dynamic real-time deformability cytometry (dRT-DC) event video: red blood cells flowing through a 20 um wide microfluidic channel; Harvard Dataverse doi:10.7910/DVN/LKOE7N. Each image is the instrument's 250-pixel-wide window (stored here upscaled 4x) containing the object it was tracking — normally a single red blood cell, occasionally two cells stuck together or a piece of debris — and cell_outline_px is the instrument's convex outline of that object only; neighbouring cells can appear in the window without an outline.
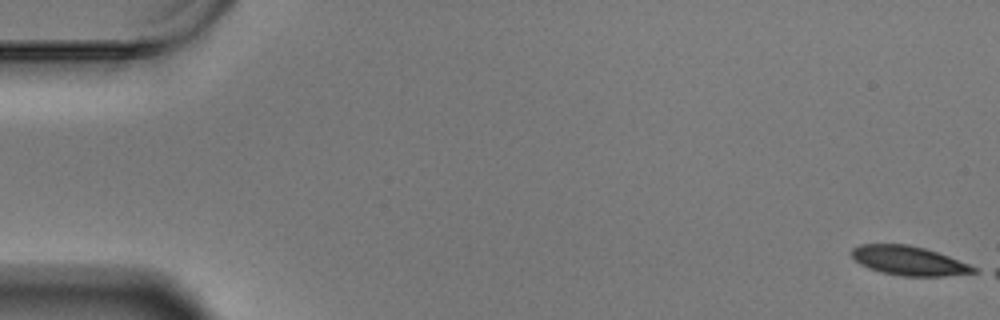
{"species": "Egyptian fruit bat (a non-hibernating species)", "species_latin": "Rousettus aegyptiacus", "temperature_condition": "warm", "stored_images_in_passage": 53, "camera_frame_rate_fps": 3000, "um_per_image_px": 0.085, "animal": {"sex": "male"}, "frame": {"image": 1, "passage_image": 1, "time_ms": 0.0, "image_size_px": [1000, 320], "cell_outline_px": [[980, 272], [944, 276], [900, 276], [880, 272], [868, 268], [860, 264], [848, 252], [852, 248], [860, 244], [908, 244], [924, 248], [948, 256], [980, 268]], "centroid_in_image_um": [77.26, 22.16], "position_along_channel_um": 7.7, "area_um2": 20.98}}
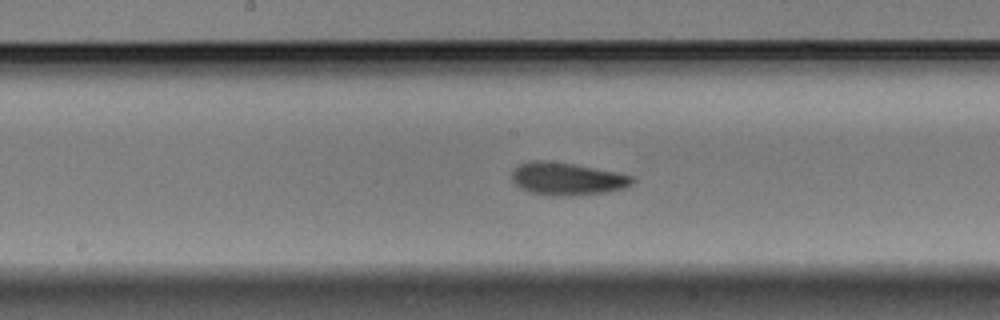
{"frame": {"image": 2, "passage_image": 31, "time_ms": 10.0, "image_size_px": [1000, 320], "cell_outline_px": [[636, 180], [632, 184], [624, 188], [608, 192], [572, 196], [552, 196], [532, 192], [520, 188], [512, 180], [512, 168], [516, 164], [532, 160], [544, 160], [572, 164], [616, 172], [636, 176]], "centroid_in_image_um": [48.2, 15.2], "position_along_channel_um": 200.0, "area_um2": 23.18}}
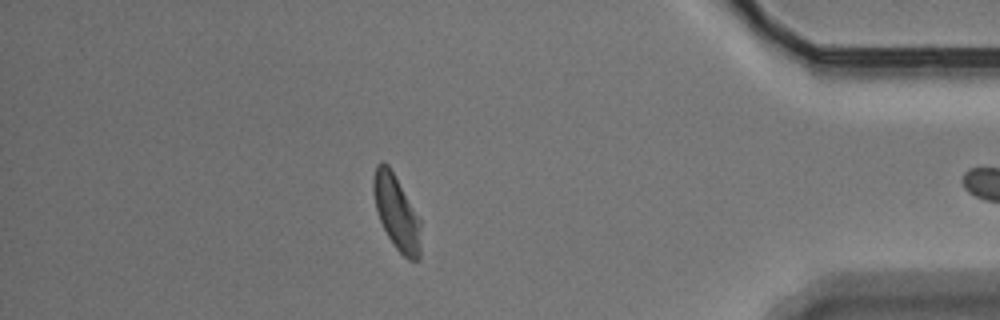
{"frame": {"image": 3, "passage_image": 52, "time_ms": 17.0, "image_size_px": [1000, 320], "cell_outline_px": [[420, 256], [416, 260], [408, 260], [396, 248], [388, 236], [380, 220], [376, 208], [372, 192], [372, 180], [376, 164], [380, 160], [384, 160], [388, 164], [420, 220]], "centroid_in_image_um": [33.67, 18.02], "position_along_channel_um": 401.5, "area_um2": 20.29}}